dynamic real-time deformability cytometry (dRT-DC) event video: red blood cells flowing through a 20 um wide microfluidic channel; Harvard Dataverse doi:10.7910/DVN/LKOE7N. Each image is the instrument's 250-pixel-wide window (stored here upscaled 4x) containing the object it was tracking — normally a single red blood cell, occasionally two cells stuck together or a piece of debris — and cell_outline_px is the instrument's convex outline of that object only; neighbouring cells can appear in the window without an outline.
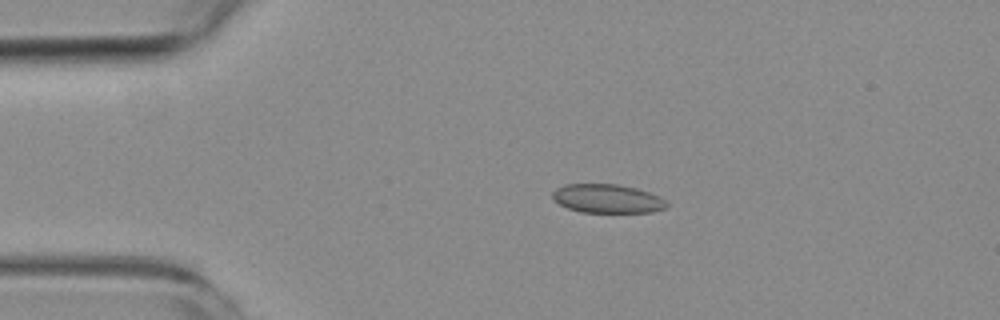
{"species": "common noctule bat (a hibernating species)", "species_latin": "Nyctalus noctula", "temperature_condition": "room temperature", "stored_images_in_passage": 4, "camera_frame_rate_fps": 3000, "um_per_image_px": 0.085, "animal": {"sex": "female", "body_mass_g": 19.3, "forearm_length_mm": 54.1}, "frame": {"image": 1, "passage_image": 3, "time_ms": 2.333, "image_size_px": [1000, 320], "cell_outline_px": [[668, 204], [664, 208], [652, 212], [580, 212], [568, 208], [552, 200], [552, 192], [556, 188], [564, 184], [616, 184], [636, 188], [660, 196]], "centroid_in_image_um": [51.58, 16.88], "position_along_channel_um": 33.4, "area_um2": 19.13}}